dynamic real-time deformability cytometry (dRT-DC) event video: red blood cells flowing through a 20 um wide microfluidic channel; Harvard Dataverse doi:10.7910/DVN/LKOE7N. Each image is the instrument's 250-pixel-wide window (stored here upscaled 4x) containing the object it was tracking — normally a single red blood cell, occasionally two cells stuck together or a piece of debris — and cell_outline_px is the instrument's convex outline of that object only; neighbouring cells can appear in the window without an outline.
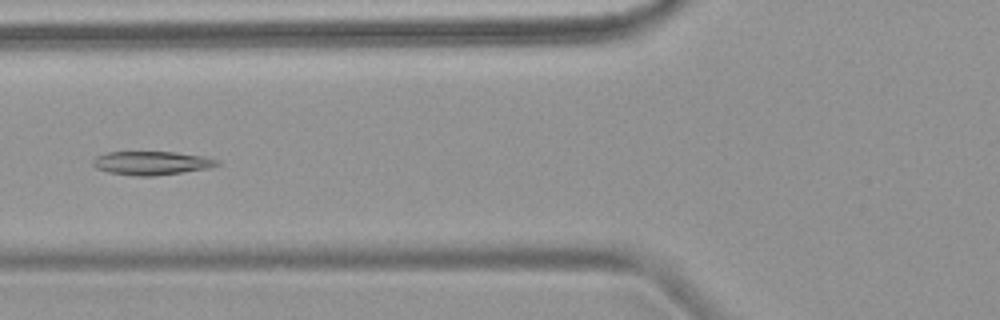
{"species": "common noctule bat (a hibernating species)", "species_latin": "Nyctalus noctula", "temperature_condition": "warm", "stored_images_in_passage": 7, "camera_frame_rate_fps": 3000, "um_per_image_px": 0.085, "animal": {"sex": "female", "body_mass_g": 18.4}, "frame": {"image": 1, "passage_image": 6, "time_ms": 6.0, "image_size_px": [1000, 320], "cell_outline_px": [[220, 164], [212, 168], [184, 172], [152, 176], [136, 176], [108, 172], [96, 168], [92, 164], [92, 160], [96, 156], [104, 152], [176, 152], [204, 156], [220, 160]], "centroid_in_image_um": [12.91, 13.85], "position_along_channel_um": 112.9, "area_um2": 17.34}}
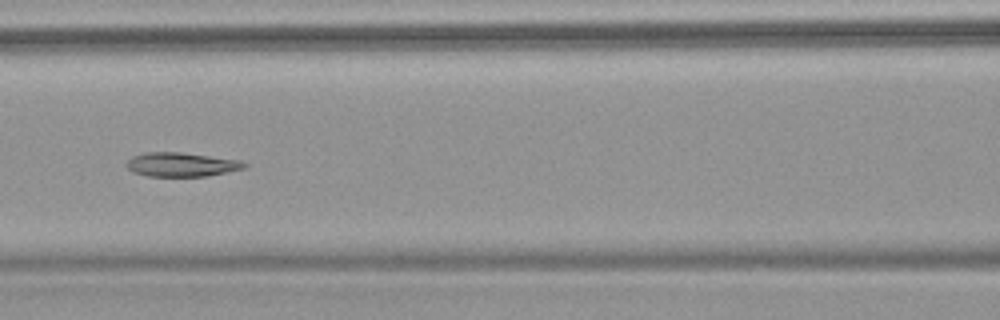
{"frame": {"image": 2, "passage_image": 7, "time_ms": 7.0, "image_size_px": [1000, 320], "cell_outline_px": [[248, 164], [244, 168], [208, 176], [148, 176], [132, 172], [124, 164], [132, 156], [144, 152], [180, 152], [240, 160]], "centroid_in_image_um": [15.38, 13.98], "position_along_channel_um": 151.2, "area_um2": 16.53}}